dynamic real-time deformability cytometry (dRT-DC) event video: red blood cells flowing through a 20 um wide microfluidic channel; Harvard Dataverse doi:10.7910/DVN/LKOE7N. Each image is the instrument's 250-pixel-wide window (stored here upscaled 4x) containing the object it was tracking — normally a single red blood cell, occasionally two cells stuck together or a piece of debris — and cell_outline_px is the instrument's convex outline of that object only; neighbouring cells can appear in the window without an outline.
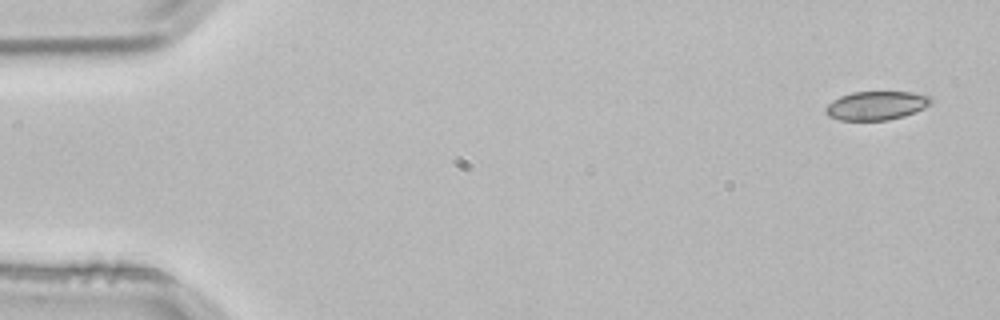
{"species": "common noctule bat (a hibernating species)", "species_latin": "Nyctalus noctula", "temperature_condition": "room temperature", "stored_images_in_passage": 3, "camera_frame_rate_fps": 3000, "um_per_image_px": 0.085, "animal": {"sex": "male", "body_mass_g": 21.5, "forearm_length_mm": 52.0}, "frame": {"image": 1, "passage_image": 1, "time_ms": 0.0, "image_size_px": [1000, 320], "cell_outline_px": [[932, 100], [924, 108], [916, 112], [904, 116], [888, 120], [840, 120], [828, 116], [824, 112], [824, 108], [832, 100], [840, 96], [852, 92], [912, 92], [932, 96]], "centroid_in_image_um": [74.47, 8.97], "position_along_channel_um": 10.5, "area_um2": 17.74}}